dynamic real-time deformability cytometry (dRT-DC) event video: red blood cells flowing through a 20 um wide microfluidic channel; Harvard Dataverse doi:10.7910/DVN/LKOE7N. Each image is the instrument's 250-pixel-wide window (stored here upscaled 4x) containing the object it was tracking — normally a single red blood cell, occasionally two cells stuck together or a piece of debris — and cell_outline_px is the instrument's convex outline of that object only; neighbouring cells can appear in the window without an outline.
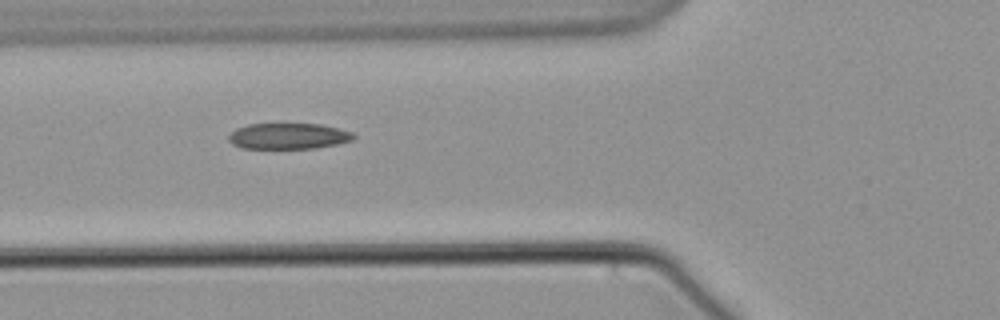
{"species": "common noctule bat (a hibernating species)", "species_latin": "Nyctalus noctula", "temperature_condition": "warm", "stored_images_in_passage": 8, "camera_frame_rate_fps": 3000, "um_per_image_px": 0.085, "animal": {"sex": "male", "body_mass_g": 21.5, "forearm_length_mm": 52.0}, "frame": {"image": 1, "passage_image": 7, "time_ms": 8.333, "image_size_px": [1000, 320], "cell_outline_px": [[356, 136], [352, 140], [336, 144], [316, 148], [240, 148], [232, 144], [228, 140], [228, 136], [236, 128], [248, 124], [320, 124], [352, 132]], "centroid_in_image_um": [24.48, 11.57], "position_along_channel_um": 101.3, "area_um2": 18.79}}
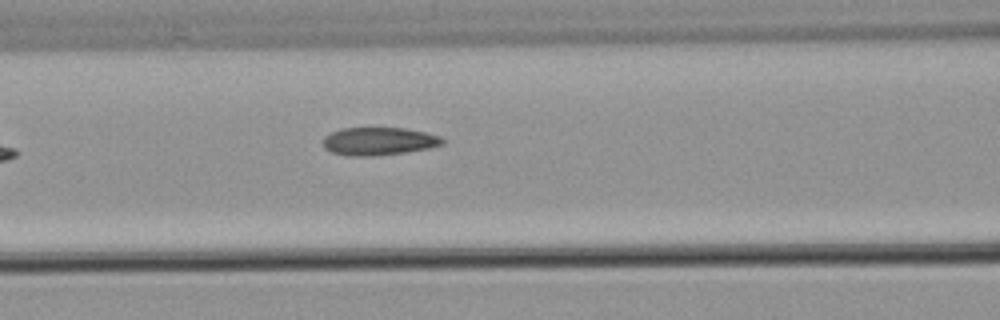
{"frame": {"image": 2, "passage_image": 8, "time_ms": 9.333, "image_size_px": [1000, 320], "cell_outline_px": [[444, 144], [428, 148], [404, 152], [372, 156], [348, 156], [332, 152], [324, 148], [320, 140], [324, 136], [340, 128], [404, 128], [424, 132], [440, 136], [444, 140]], "centroid_in_image_um": [32.14, 12.0], "position_along_channel_um": 134.5, "area_um2": 19.48}}